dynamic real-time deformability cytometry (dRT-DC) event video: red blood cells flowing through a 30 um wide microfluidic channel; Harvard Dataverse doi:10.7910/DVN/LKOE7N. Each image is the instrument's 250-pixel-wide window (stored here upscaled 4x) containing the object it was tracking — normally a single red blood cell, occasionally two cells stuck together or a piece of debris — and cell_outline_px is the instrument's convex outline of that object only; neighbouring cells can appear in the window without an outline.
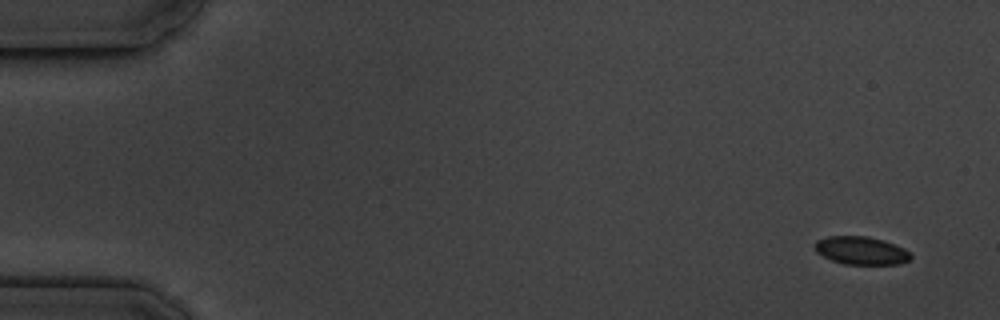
{"species": "common noctule bat (a hibernating species)", "species_latin": "Nyctalus noctula", "temperature_condition": "cold", "stored_images_in_passage": 4, "camera_frame_rate_fps": 3000, "um_per_image_px": 0.085, "animal": {"sex": "male", "body_mass_g": 19.5, "forearm_length_mm": 54.6}, "frame": {"image": 1, "passage_image": 1, "time_ms": 0.0, "image_size_px": [1000, 320], "cell_outline_px": [[912, 256], [908, 260], [900, 264], [844, 264], [832, 260], [816, 252], [816, 240], [828, 236], [868, 236], [884, 240], [904, 248]], "centroid_in_image_um": [73.2, 21.29], "position_along_channel_um": 11.8, "area_um2": 15.55}}
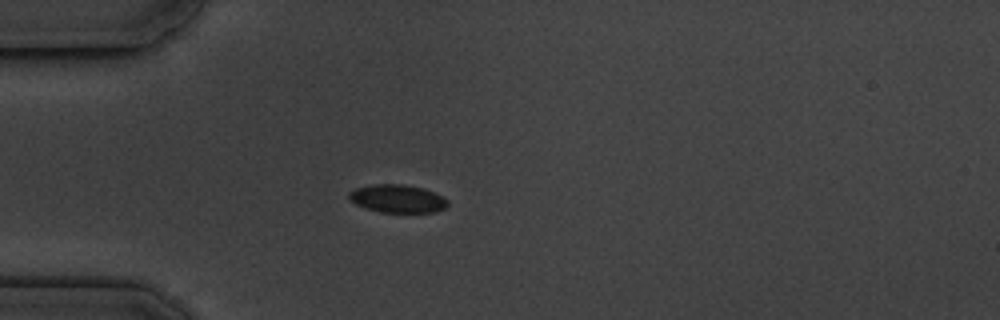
{"frame": {"image": 2, "passage_image": 4, "time_ms": 4.333, "image_size_px": [1000, 320], "cell_outline_px": [[448, 204], [444, 208], [436, 212], [380, 212], [364, 208], [348, 200], [348, 192], [356, 188], [372, 184], [400, 184], [424, 188], [444, 196], [448, 200]], "centroid_in_image_um": [33.77, 16.88], "position_along_channel_um": 51.2, "area_um2": 16.3}}